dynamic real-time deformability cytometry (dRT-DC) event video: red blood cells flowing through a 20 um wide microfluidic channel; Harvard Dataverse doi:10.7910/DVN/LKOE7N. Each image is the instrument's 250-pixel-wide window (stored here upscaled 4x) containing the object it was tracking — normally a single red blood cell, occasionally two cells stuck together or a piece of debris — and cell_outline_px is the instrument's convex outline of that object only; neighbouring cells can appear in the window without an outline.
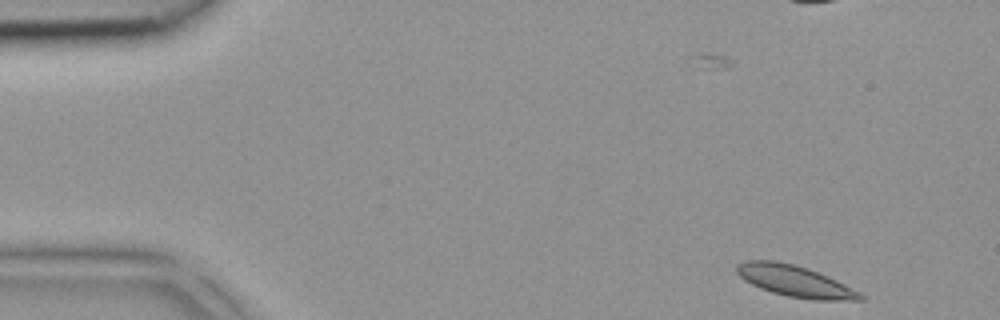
{"species": "common noctule bat (a hibernating species)", "species_latin": "Nyctalus noctula", "temperature_condition": "room temperature", "stored_images_in_passage": 5, "camera_frame_rate_fps": 3000, "um_per_image_px": 0.085, "animal": {"sex": "female", "body_mass_g": 18.4}, "frame": {"image": 1, "passage_image": 1, "time_ms": 0.0, "image_size_px": [1000, 320], "cell_outline_px": [[864, 300], [812, 300], [788, 296], [772, 292], [760, 288], [744, 280], [736, 272], [736, 264], [744, 260], [776, 260], [808, 268], [828, 276], [860, 292], [864, 296]], "centroid_in_image_um": [67.55, 23.89], "position_along_channel_um": 17.4, "area_um2": 22.54}}